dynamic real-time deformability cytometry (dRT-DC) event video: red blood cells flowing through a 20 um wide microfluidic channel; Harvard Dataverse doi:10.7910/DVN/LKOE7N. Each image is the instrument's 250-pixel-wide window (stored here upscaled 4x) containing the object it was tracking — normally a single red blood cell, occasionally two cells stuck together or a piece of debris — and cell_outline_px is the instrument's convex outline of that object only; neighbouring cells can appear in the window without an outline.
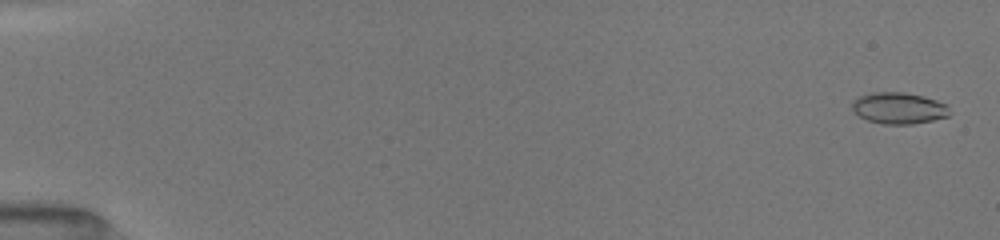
{"species": "common noctule bat (a hibernating species)", "species_latin": "Nyctalus noctula", "temperature_condition": "room temperature", "stored_images_in_passage": 52, "camera_frame_rate_fps": 3000, "um_per_image_px": 0.085, "animal": {"sex": "female", "body_mass_g": 19.5, "forearm_length_mm": 54.1}, "frame": {"image": 1, "passage_image": 2, "time_ms": 0.333, "image_size_px": [1000, 240], "cell_outline_px": [[948, 116], [932, 120], [912, 124], [884, 124], [868, 120], [852, 112], [852, 100], [860, 96], [872, 92], [904, 92], [924, 96], [948, 104]], "centroid_in_image_um": [76.37, 9.18], "position_along_channel_um": 8.6, "area_um2": 17.86}}
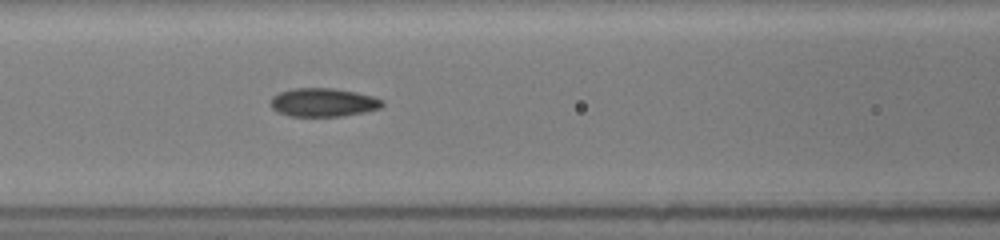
{"frame": {"image": 2, "passage_image": 24, "time_ms": 7.667, "image_size_px": [1000, 240], "cell_outline_px": [[384, 104], [380, 108], [364, 112], [340, 116], [288, 116], [276, 112], [272, 108], [272, 96], [280, 92], [292, 88], [332, 88], [356, 92], [372, 96], [384, 100]], "centroid_in_image_um": [27.47, 8.7], "position_along_channel_um": 139.1, "area_um2": 18.55}}
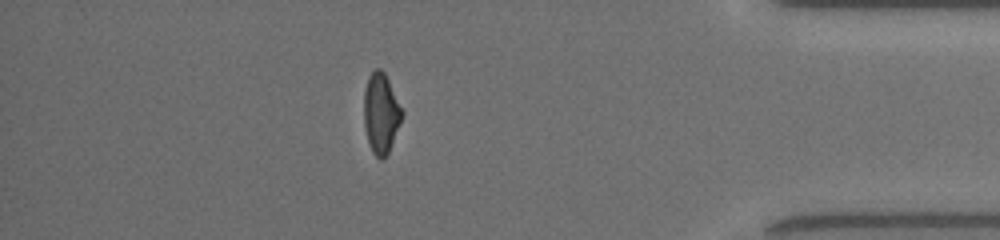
{"frame": {"image": 3, "passage_image": 46, "time_ms": 15.0, "image_size_px": [1000, 240], "cell_outline_px": [[404, 112], [388, 152], [380, 160], [372, 152], [368, 144], [364, 124], [364, 88], [368, 76], [376, 68], [380, 68], [384, 72]], "centroid_in_image_um": [32.36, 9.61], "position_along_channel_um": 402.8, "area_um2": 17.63}, "authors_computed_cell_mechanics": {"area_um2": 17.9758, "velocity_mm_per_s": 4.0535, "shape_relaxation_time_tau1_ms": 5.8943, "shape_relaxation_time_tau2_ms": 1.6034, "deformation_change_tau1": 0.1735, "deformation_change_tau2": 0.0705}}